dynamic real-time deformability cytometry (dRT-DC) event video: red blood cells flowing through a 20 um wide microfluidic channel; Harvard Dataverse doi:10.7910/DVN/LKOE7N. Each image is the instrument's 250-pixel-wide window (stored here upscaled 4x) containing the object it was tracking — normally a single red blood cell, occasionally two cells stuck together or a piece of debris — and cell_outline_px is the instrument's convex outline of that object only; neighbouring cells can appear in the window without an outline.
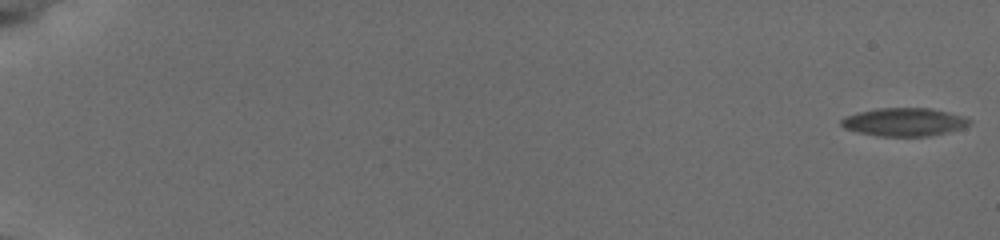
{"species": "common noctule bat (a hibernating species)", "species_latin": "Nyctalus noctula", "temperature_condition": "cold", "stored_images_in_passage": 25, "camera_frame_rate_fps": 3000, "um_per_image_px": 0.085, "animal": {"sex": "female", "body_mass_g": 19.5, "forearm_length_mm": 54.1}, "frame": {"image": 1, "passage_image": 1, "time_ms": 0.0, "image_size_px": [1000, 240], "cell_outline_px": [[972, 120], [968, 124], [960, 128], [928, 136], [880, 136], [856, 132], [844, 128], [840, 124], [840, 120], [856, 112], [880, 108], [928, 108], [944, 112]], "centroid_in_image_um": [76.75, 10.37], "position_along_channel_um": 8.3, "area_um2": 20.52}}
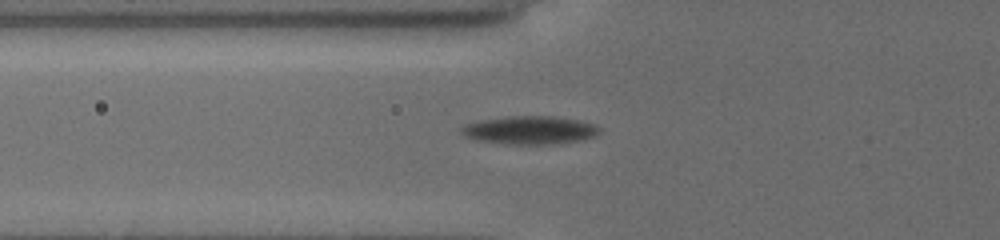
{"frame": {"image": 2, "passage_image": 19, "time_ms": 7.333, "image_size_px": [1000, 240], "cell_outline_px": [[600, 132], [596, 136], [584, 140], [552, 144], [504, 144], [476, 140], [464, 136], [460, 132], [460, 128], [468, 124], [480, 120], [508, 116], [552, 116], [580, 120], [592, 124], [600, 128]], "centroid_in_image_um": [45.04, 11.07], "position_along_channel_um": 80.8, "area_um2": 22.83}}
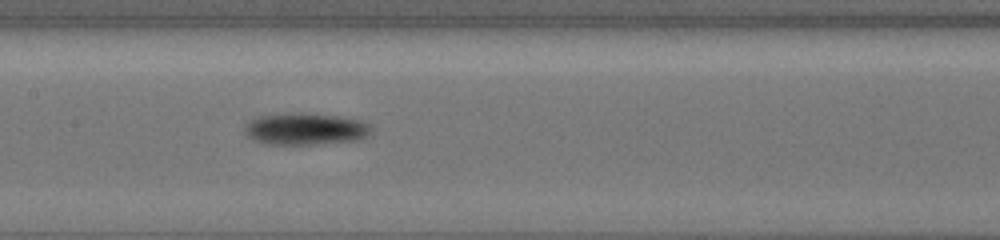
{"frame": {"image": 3, "passage_image": 25, "time_ms": 10.0, "image_size_px": [1000, 240], "cell_outline_px": [[368, 132], [364, 136], [356, 140], [316, 144], [264, 144], [248, 136], [244, 132], [244, 128], [248, 120], [260, 116], [288, 112], [300, 112], [336, 116], [360, 120], [368, 124]], "centroid_in_image_um": [25.86, 10.95], "position_along_channel_um": 181.5, "area_um2": 23.29}}